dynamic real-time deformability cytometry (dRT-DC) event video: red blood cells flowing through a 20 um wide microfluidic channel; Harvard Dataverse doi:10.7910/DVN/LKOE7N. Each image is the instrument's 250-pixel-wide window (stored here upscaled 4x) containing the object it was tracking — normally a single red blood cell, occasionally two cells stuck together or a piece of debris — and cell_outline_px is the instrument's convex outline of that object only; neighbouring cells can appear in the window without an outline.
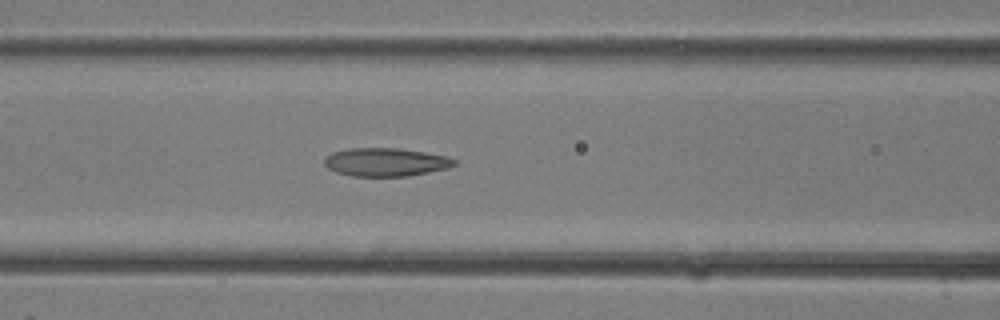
{"species": "common noctule bat (a hibernating species)", "species_latin": "Nyctalus noctula", "temperature_condition": "room temperature", "stored_images_in_passage": 33, "camera_frame_rate_fps": 3000, "um_per_image_px": 0.085, "animal": {"sex": "female"}, "frame": {"image": 1, "passage_image": 14, "time_ms": 4.333, "image_size_px": [1000, 320], "cell_outline_px": [[456, 164], [448, 168], [408, 176], [352, 176], [336, 172], [328, 168], [324, 164], [324, 160], [332, 152], [348, 148], [400, 148], [424, 152], [444, 156], [456, 160]], "centroid_in_image_um": [32.76, 13.78], "position_along_channel_um": 133.8, "area_um2": 21.33}}
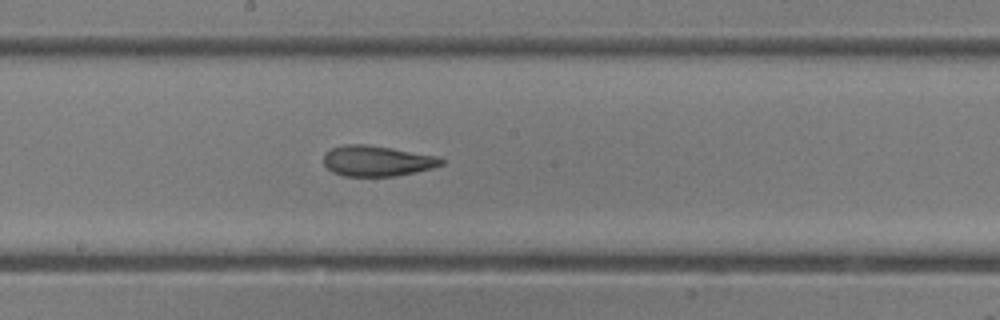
{"frame": {"image": 2, "passage_image": 18, "time_ms": 5.667, "image_size_px": [1000, 320], "cell_outline_px": [[444, 164], [432, 168], [416, 172], [396, 176], [344, 176], [332, 172], [324, 164], [324, 152], [332, 148], [348, 144], [364, 144], [392, 148], [436, 156], [444, 160]], "centroid_in_image_um": [32.04, 13.68], "position_along_channel_um": 216.2, "area_um2": 20.92}}
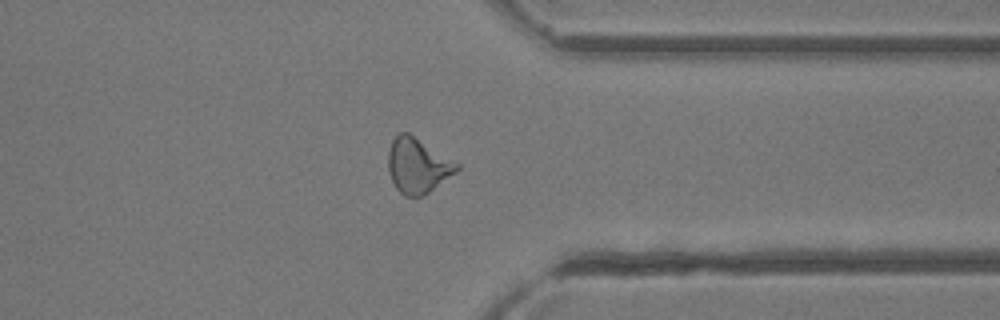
{"frame": {"image": 3, "passage_image": 26, "time_ms": 8.333, "image_size_px": [1000, 320], "cell_outline_px": [[460, 168], [456, 172], [424, 196], [404, 196], [396, 188], [388, 172], [388, 152], [392, 140], [400, 132], [408, 132], [460, 164]], "centroid_in_image_um": [35.5, 14.08], "position_along_channel_um": 375.9, "area_um2": 21.96}}